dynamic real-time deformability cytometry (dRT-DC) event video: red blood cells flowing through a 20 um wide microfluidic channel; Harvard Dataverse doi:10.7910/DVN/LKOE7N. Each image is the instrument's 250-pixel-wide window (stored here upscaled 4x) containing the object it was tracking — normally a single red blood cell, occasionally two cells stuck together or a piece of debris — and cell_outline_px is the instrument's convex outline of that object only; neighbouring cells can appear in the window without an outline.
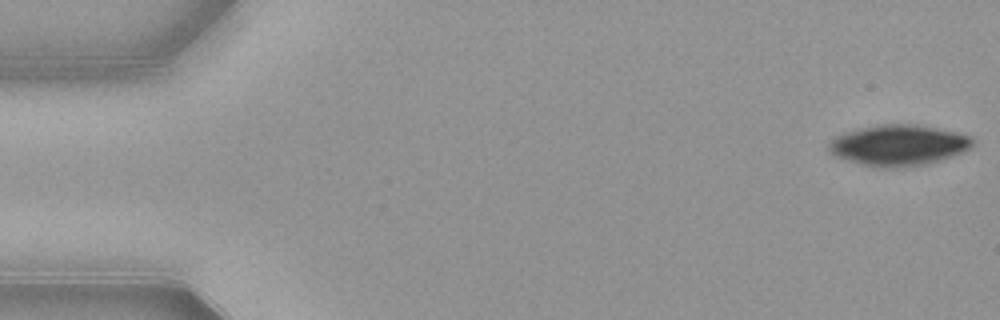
{"species": "common noctule bat (a hibernating species)", "species_latin": "Nyctalus noctula", "temperature_condition": "warm", "stored_images_in_passage": 7, "camera_frame_rate_fps": 3000, "um_per_image_px": 0.085, "animal": {"sex": "female", "body_mass_g": 21.9}, "frame": {"image": 1, "passage_image": 1, "time_ms": 0.0, "image_size_px": [1000, 320], "cell_outline_px": [[976, 144], [960, 152], [936, 160], [920, 164], [892, 168], [884, 168], [864, 164], [840, 156], [832, 152], [828, 148], [828, 144], [836, 136], [844, 132], [860, 128], [880, 124], [920, 124], [956, 132], [972, 136], [976, 140]], "centroid_in_image_um": [76.41, 12.3], "position_along_channel_um": 8.6, "area_um2": 33.47}}